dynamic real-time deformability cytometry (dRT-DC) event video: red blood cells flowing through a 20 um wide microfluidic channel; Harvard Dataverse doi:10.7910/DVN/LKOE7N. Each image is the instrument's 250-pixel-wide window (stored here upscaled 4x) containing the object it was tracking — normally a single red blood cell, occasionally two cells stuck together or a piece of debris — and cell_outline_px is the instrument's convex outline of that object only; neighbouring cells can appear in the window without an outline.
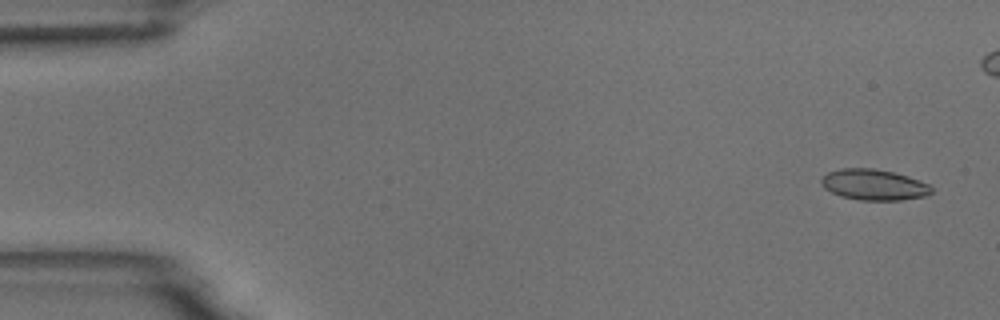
{"species": "common noctule bat (a hibernating species)", "species_latin": "Nyctalus noctula", "temperature_condition": "room temperature", "stored_images_in_passage": 5, "camera_frame_rate_fps": 3000, "um_per_image_px": 0.085, "animal": {"sex": "male", "body_mass_g": 18.8}, "frame": {"image": 1, "passage_image": 1, "time_ms": 0.0, "image_size_px": [1000, 320], "cell_outline_px": [[932, 192], [928, 196], [900, 200], [860, 200], [840, 196], [824, 188], [820, 184], [820, 180], [828, 172], [840, 168], [876, 168], [908, 176], [928, 184], [932, 188]], "centroid_in_image_um": [74.27, 15.7], "position_along_channel_um": 10.7, "area_um2": 19.88}}